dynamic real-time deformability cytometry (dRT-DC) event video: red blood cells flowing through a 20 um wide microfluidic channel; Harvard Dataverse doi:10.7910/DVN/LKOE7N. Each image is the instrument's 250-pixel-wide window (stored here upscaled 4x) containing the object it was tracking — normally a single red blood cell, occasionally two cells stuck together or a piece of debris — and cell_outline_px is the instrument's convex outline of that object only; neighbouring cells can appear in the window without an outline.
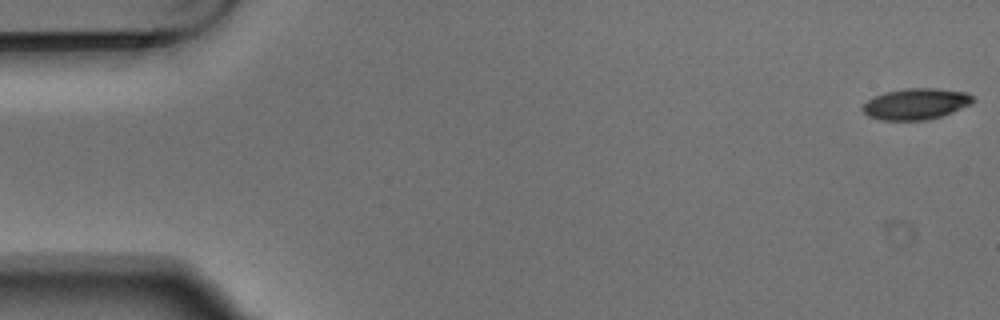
{"species": "Egyptian fruit bat (a non-hibernating species)", "species_latin": "Rousettus aegyptiacus", "temperature_condition": "warm", "stored_images_in_passage": 5, "camera_frame_rate_fps": 3000, "um_per_image_px": 0.085, "animal": {"sex": "male"}, "frame": {"image": 1, "passage_image": 1, "time_ms": 0.0, "image_size_px": [1000, 320], "cell_outline_px": [[976, 100], [952, 112], [928, 120], [880, 120], [868, 116], [860, 108], [868, 100], [884, 92], [904, 88], [936, 88], [968, 92]], "centroid_in_image_um": [77.84, 8.82], "position_along_channel_um": 7.2, "area_um2": 20.0}}
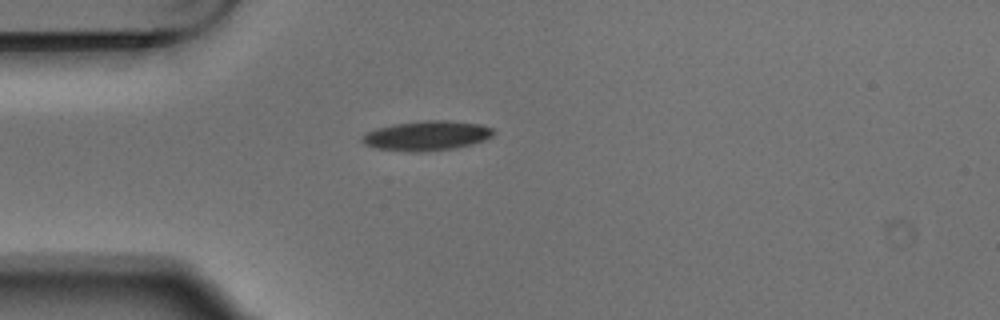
{"frame": {"image": 2, "passage_image": 5, "time_ms": 1.333, "image_size_px": [1000, 320], "cell_outline_px": [[496, 132], [492, 136], [484, 140], [472, 144], [452, 148], [420, 152], [412, 152], [376, 148], [364, 144], [360, 140], [360, 136], [376, 128], [392, 124], [424, 120], [452, 120], [480, 124], [492, 128]], "centroid_in_image_um": [36.26, 11.52], "position_along_channel_um": 48.7, "area_um2": 22.83}}